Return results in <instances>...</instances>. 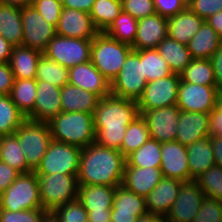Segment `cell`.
<instances>
[{"label": "cell", "instance_id": "cell-24", "mask_svg": "<svg viewBox=\"0 0 222 222\" xmlns=\"http://www.w3.org/2000/svg\"><path fill=\"white\" fill-rule=\"evenodd\" d=\"M162 178L163 174L160 168L125 167L121 185L146 198Z\"/></svg>", "mask_w": 222, "mask_h": 222}, {"label": "cell", "instance_id": "cell-3", "mask_svg": "<svg viewBox=\"0 0 222 222\" xmlns=\"http://www.w3.org/2000/svg\"><path fill=\"white\" fill-rule=\"evenodd\" d=\"M48 125L53 140L80 148L95 142L93 114L61 112Z\"/></svg>", "mask_w": 222, "mask_h": 222}, {"label": "cell", "instance_id": "cell-38", "mask_svg": "<svg viewBox=\"0 0 222 222\" xmlns=\"http://www.w3.org/2000/svg\"><path fill=\"white\" fill-rule=\"evenodd\" d=\"M149 138L150 134L147 123L140 115L127 126L124 140L119 151L127 158L147 142Z\"/></svg>", "mask_w": 222, "mask_h": 222}, {"label": "cell", "instance_id": "cell-1", "mask_svg": "<svg viewBox=\"0 0 222 222\" xmlns=\"http://www.w3.org/2000/svg\"><path fill=\"white\" fill-rule=\"evenodd\" d=\"M138 116L136 100L112 94L101 98L93 114L95 143L120 150L127 126Z\"/></svg>", "mask_w": 222, "mask_h": 222}, {"label": "cell", "instance_id": "cell-33", "mask_svg": "<svg viewBox=\"0 0 222 222\" xmlns=\"http://www.w3.org/2000/svg\"><path fill=\"white\" fill-rule=\"evenodd\" d=\"M162 142L149 138L138 150L126 158L125 167L161 168Z\"/></svg>", "mask_w": 222, "mask_h": 222}, {"label": "cell", "instance_id": "cell-51", "mask_svg": "<svg viewBox=\"0 0 222 222\" xmlns=\"http://www.w3.org/2000/svg\"><path fill=\"white\" fill-rule=\"evenodd\" d=\"M209 136L222 137V89L218 90L216 106L209 113Z\"/></svg>", "mask_w": 222, "mask_h": 222}, {"label": "cell", "instance_id": "cell-58", "mask_svg": "<svg viewBox=\"0 0 222 222\" xmlns=\"http://www.w3.org/2000/svg\"><path fill=\"white\" fill-rule=\"evenodd\" d=\"M222 38V10L205 20Z\"/></svg>", "mask_w": 222, "mask_h": 222}, {"label": "cell", "instance_id": "cell-34", "mask_svg": "<svg viewBox=\"0 0 222 222\" xmlns=\"http://www.w3.org/2000/svg\"><path fill=\"white\" fill-rule=\"evenodd\" d=\"M0 160L20 173H30L25 155L15 134L3 135L0 143Z\"/></svg>", "mask_w": 222, "mask_h": 222}, {"label": "cell", "instance_id": "cell-21", "mask_svg": "<svg viewBox=\"0 0 222 222\" xmlns=\"http://www.w3.org/2000/svg\"><path fill=\"white\" fill-rule=\"evenodd\" d=\"M175 141L188 146L209 137V113L181 111Z\"/></svg>", "mask_w": 222, "mask_h": 222}, {"label": "cell", "instance_id": "cell-10", "mask_svg": "<svg viewBox=\"0 0 222 222\" xmlns=\"http://www.w3.org/2000/svg\"><path fill=\"white\" fill-rule=\"evenodd\" d=\"M92 40L64 37L56 34L43 54L70 69L90 61Z\"/></svg>", "mask_w": 222, "mask_h": 222}, {"label": "cell", "instance_id": "cell-9", "mask_svg": "<svg viewBox=\"0 0 222 222\" xmlns=\"http://www.w3.org/2000/svg\"><path fill=\"white\" fill-rule=\"evenodd\" d=\"M147 84L143 76V60L139 50H132L120 72L111 82V94L119 98L138 100Z\"/></svg>", "mask_w": 222, "mask_h": 222}, {"label": "cell", "instance_id": "cell-29", "mask_svg": "<svg viewBox=\"0 0 222 222\" xmlns=\"http://www.w3.org/2000/svg\"><path fill=\"white\" fill-rule=\"evenodd\" d=\"M222 38L205 21L201 28L189 40L187 48L192 59H210L211 56L220 48Z\"/></svg>", "mask_w": 222, "mask_h": 222}, {"label": "cell", "instance_id": "cell-22", "mask_svg": "<svg viewBox=\"0 0 222 222\" xmlns=\"http://www.w3.org/2000/svg\"><path fill=\"white\" fill-rule=\"evenodd\" d=\"M168 37L167 18L159 14L138 20L137 34L132 45L133 50L156 49L159 43Z\"/></svg>", "mask_w": 222, "mask_h": 222}, {"label": "cell", "instance_id": "cell-35", "mask_svg": "<svg viewBox=\"0 0 222 222\" xmlns=\"http://www.w3.org/2000/svg\"><path fill=\"white\" fill-rule=\"evenodd\" d=\"M36 93V79H15L10 97L16 107L27 116L34 109Z\"/></svg>", "mask_w": 222, "mask_h": 222}, {"label": "cell", "instance_id": "cell-17", "mask_svg": "<svg viewBox=\"0 0 222 222\" xmlns=\"http://www.w3.org/2000/svg\"><path fill=\"white\" fill-rule=\"evenodd\" d=\"M60 95V87H56L47 81H37L34 109L26 116V119L48 123L62 112Z\"/></svg>", "mask_w": 222, "mask_h": 222}, {"label": "cell", "instance_id": "cell-57", "mask_svg": "<svg viewBox=\"0 0 222 222\" xmlns=\"http://www.w3.org/2000/svg\"><path fill=\"white\" fill-rule=\"evenodd\" d=\"M13 45L0 35V63H8Z\"/></svg>", "mask_w": 222, "mask_h": 222}, {"label": "cell", "instance_id": "cell-36", "mask_svg": "<svg viewBox=\"0 0 222 222\" xmlns=\"http://www.w3.org/2000/svg\"><path fill=\"white\" fill-rule=\"evenodd\" d=\"M182 81L202 86H216L210 59H192L180 73Z\"/></svg>", "mask_w": 222, "mask_h": 222}, {"label": "cell", "instance_id": "cell-27", "mask_svg": "<svg viewBox=\"0 0 222 222\" xmlns=\"http://www.w3.org/2000/svg\"><path fill=\"white\" fill-rule=\"evenodd\" d=\"M204 22L205 20L186 7L177 15L167 19L168 37L187 45Z\"/></svg>", "mask_w": 222, "mask_h": 222}, {"label": "cell", "instance_id": "cell-32", "mask_svg": "<svg viewBox=\"0 0 222 222\" xmlns=\"http://www.w3.org/2000/svg\"><path fill=\"white\" fill-rule=\"evenodd\" d=\"M0 35L13 46L22 45L21 9L0 3Z\"/></svg>", "mask_w": 222, "mask_h": 222}, {"label": "cell", "instance_id": "cell-5", "mask_svg": "<svg viewBox=\"0 0 222 222\" xmlns=\"http://www.w3.org/2000/svg\"><path fill=\"white\" fill-rule=\"evenodd\" d=\"M37 179L40 201L46 211H54L57 207L77 199V176L54 173L37 175Z\"/></svg>", "mask_w": 222, "mask_h": 222}, {"label": "cell", "instance_id": "cell-19", "mask_svg": "<svg viewBox=\"0 0 222 222\" xmlns=\"http://www.w3.org/2000/svg\"><path fill=\"white\" fill-rule=\"evenodd\" d=\"M160 169L163 177L190 181L187 146L176 141L162 143Z\"/></svg>", "mask_w": 222, "mask_h": 222}, {"label": "cell", "instance_id": "cell-13", "mask_svg": "<svg viewBox=\"0 0 222 222\" xmlns=\"http://www.w3.org/2000/svg\"><path fill=\"white\" fill-rule=\"evenodd\" d=\"M218 88L180 81L176 106L181 111L210 113L216 106Z\"/></svg>", "mask_w": 222, "mask_h": 222}, {"label": "cell", "instance_id": "cell-20", "mask_svg": "<svg viewBox=\"0 0 222 222\" xmlns=\"http://www.w3.org/2000/svg\"><path fill=\"white\" fill-rule=\"evenodd\" d=\"M68 76V83L92 92L100 98L111 94V83L96 69L91 61L70 68Z\"/></svg>", "mask_w": 222, "mask_h": 222}, {"label": "cell", "instance_id": "cell-60", "mask_svg": "<svg viewBox=\"0 0 222 222\" xmlns=\"http://www.w3.org/2000/svg\"><path fill=\"white\" fill-rule=\"evenodd\" d=\"M136 222H165V218L152 213H146L138 217Z\"/></svg>", "mask_w": 222, "mask_h": 222}, {"label": "cell", "instance_id": "cell-53", "mask_svg": "<svg viewBox=\"0 0 222 222\" xmlns=\"http://www.w3.org/2000/svg\"><path fill=\"white\" fill-rule=\"evenodd\" d=\"M14 80L9 63H0V95H10Z\"/></svg>", "mask_w": 222, "mask_h": 222}, {"label": "cell", "instance_id": "cell-54", "mask_svg": "<svg viewBox=\"0 0 222 222\" xmlns=\"http://www.w3.org/2000/svg\"><path fill=\"white\" fill-rule=\"evenodd\" d=\"M210 60L213 66L216 87L218 89H222V44L220 45V48L211 56Z\"/></svg>", "mask_w": 222, "mask_h": 222}, {"label": "cell", "instance_id": "cell-47", "mask_svg": "<svg viewBox=\"0 0 222 222\" xmlns=\"http://www.w3.org/2000/svg\"><path fill=\"white\" fill-rule=\"evenodd\" d=\"M31 5L56 28L63 8L61 3L56 0H32Z\"/></svg>", "mask_w": 222, "mask_h": 222}, {"label": "cell", "instance_id": "cell-18", "mask_svg": "<svg viewBox=\"0 0 222 222\" xmlns=\"http://www.w3.org/2000/svg\"><path fill=\"white\" fill-rule=\"evenodd\" d=\"M148 213L146 199L129 191L122 185L117 186L111 209V222H136L137 218Z\"/></svg>", "mask_w": 222, "mask_h": 222}, {"label": "cell", "instance_id": "cell-56", "mask_svg": "<svg viewBox=\"0 0 222 222\" xmlns=\"http://www.w3.org/2000/svg\"><path fill=\"white\" fill-rule=\"evenodd\" d=\"M209 139L211 141L215 163L217 166L222 167V137L209 136Z\"/></svg>", "mask_w": 222, "mask_h": 222}, {"label": "cell", "instance_id": "cell-55", "mask_svg": "<svg viewBox=\"0 0 222 222\" xmlns=\"http://www.w3.org/2000/svg\"><path fill=\"white\" fill-rule=\"evenodd\" d=\"M95 0H65L63 7L90 13Z\"/></svg>", "mask_w": 222, "mask_h": 222}, {"label": "cell", "instance_id": "cell-59", "mask_svg": "<svg viewBox=\"0 0 222 222\" xmlns=\"http://www.w3.org/2000/svg\"><path fill=\"white\" fill-rule=\"evenodd\" d=\"M111 212H88V222H111Z\"/></svg>", "mask_w": 222, "mask_h": 222}, {"label": "cell", "instance_id": "cell-40", "mask_svg": "<svg viewBox=\"0 0 222 222\" xmlns=\"http://www.w3.org/2000/svg\"><path fill=\"white\" fill-rule=\"evenodd\" d=\"M26 116L12 102L10 95H0V135H10L23 124Z\"/></svg>", "mask_w": 222, "mask_h": 222}, {"label": "cell", "instance_id": "cell-45", "mask_svg": "<svg viewBox=\"0 0 222 222\" xmlns=\"http://www.w3.org/2000/svg\"><path fill=\"white\" fill-rule=\"evenodd\" d=\"M194 222H222V201L205 196Z\"/></svg>", "mask_w": 222, "mask_h": 222}, {"label": "cell", "instance_id": "cell-23", "mask_svg": "<svg viewBox=\"0 0 222 222\" xmlns=\"http://www.w3.org/2000/svg\"><path fill=\"white\" fill-rule=\"evenodd\" d=\"M181 184L182 181L178 179L163 177L145 198L148 213L165 218L178 196Z\"/></svg>", "mask_w": 222, "mask_h": 222}, {"label": "cell", "instance_id": "cell-4", "mask_svg": "<svg viewBox=\"0 0 222 222\" xmlns=\"http://www.w3.org/2000/svg\"><path fill=\"white\" fill-rule=\"evenodd\" d=\"M132 46L99 32L92 39L90 61L111 83L121 70Z\"/></svg>", "mask_w": 222, "mask_h": 222}, {"label": "cell", "instance_id": "cell-8", "mask_svg": "<svg viewBox=\"0 0 222 222\" xmlns=\"http://www.w3.org/2000/svg\"><path fill=\"white\" fill-rule=\"evenodd\" d=\"M81 152L80 147L52 139L34 172L36 175L61 173L78 176Z\"/></svg>", "mask_w": 222, "mask_h": 222}, {"label": "cell", "instance_id": "cell-26", "mask_svg": "<svg viewBox=\"0 0 222 222\" xmlns=\"http://www.w3.org/2000/svg\"><path fill=\"white\" fill-rule=\"evenodd\" d=\"M60 96L62 112H86L89 114H94L101 99L98 95L70 83L61 87Z\"/></svg>", "mask_w": 222, "mask_h": 222}, {"label": "cell", "instance_id": "cell-42", "mask_svg": "<svg viewBox=\"0 0 222 222\" xmlns=\"http://www.w3.org/2000/svg\"><path fill=\"white\" fill-rule=\"evenodd\" d=\"M139 57L143 60V76L147 82L173 73L156 49L139 50Z\"/></svg>", "mask_w": 222, "mask_h": 222}, {"label": "cell", "instance_id": "cell-37", "mask_svg": "<svg viewBox=\"0 0 222 222\" xmlns=\"http://www.w3.org/2000/svg\"><path fill=\"white\" fill-rule=\"evenodd\" d=\"M121 11V0H95L89 14L96 29L104 32Z\"/></svg>", "mask_w": 222, "mask_h": 222}, {"label": "cell", "instance_id": "cell-61", "mask_svg": "<svg viewBox=\"0 0 222 222\" xmlns=\"http://www.w3.org/2000/svg\"><path fill=\"white\" fill-rule=\"evenodd\" d=\"M32 0H0V3L13 7L23 8L31 5Z\"/></svg>", "mask_w": 222, "mask_h": 222}, {"label": "cell", "instance_id": "cell-12", "mask_svg": "<svg viewBox=\"0 0 222 222\" xmlns=\"http://www.w3.org/2000/svg\"><path fill=\"white\" fill-rule=\"evenodd\" d=\"M23 29L22 46L44 52L56 35V28L49 24L32 5L21 8Z\"/></svg>", "mask_w": 222, "mask_h": 222}, {"label": "cell", "instance_id": "cell-43", "mask_svg": "<svg viewBox=\"0 0 222 222\" xmlns=\"http://www.w3.org/2000/svg\"><path fill=\"white\" fill-rule=\"evenodd\" d=\"M194 180L205 196L222 201V167L214 165Z\"/></svg>", "mask_w": 222, "mask_h": 222}, {"label": "cell", "instance_id": "cell-52", "mask_svg": "<svg viewBox=\"0 0 222 222\" xmlns=\"http://www.w3.org/2000/svg\"><path fill=\"white\" fill-rule=\"evenodd\" d=\"M21 173L0 160V194H2Z\"/></svg>", "mask_w": 222, "mask_h": 222}, {"label": "cell", "instance_id": "cell-7", "mask_svg": "<svg viewBox=\"0 0 222 222\" xmlns=\"http://www.w3.org/2000/svg\"><path fill=\"white\" fill-rule=\"evenodd\" d=\"M14 134L17 136L28 166L35 171L52 140L48 123L26 119Z\"/></svg>", "mask_w": 222, "mask_h": 222}, {"label": "cell", "instance_id": "cell-15", "mask_svg": "<svg viewBox=\"0 0 222 222\" xmlns=\"http://www.w3.org/2000/svg\"><path fill=\"white\" fill-rule=\"evenodd\" d=\"M139 112L147 123L150 138L162 143L175 141L180 114L176 105Z\"/></svg>", "mask_w": 222, "mask_h": 222}, {"label": "cell", "instance_id": "cell-16", "mask_svg": "<svg viewBox=\"0 0 222 222\" xmlns=\"http://www.w3.org/2000/svg\"><path fill=\"white\" fill-rule=\"evenodd\" d=\"M99 31L94 26L90 14L63 7L56 26V34L79 39L92 40Z\"/></svg>", "mask_w": 222, "mask_h": 222}, {"label": "cell", "instance_id": "cell-46", "mask_svg": "<svg viewBox=\"0 0 222 222\" xmlns=\"http://www.w3.org/2000/svg\"><path fill=\"white\" fill-rule=\"evenodd\" d=\"M122 11L136 20L156 14L154 0H121Z\"/></svg>", "mask_w": 222, "mask_h": 222}, {"label": "cell", "instance_id": "cell-62", "mask_svg": "<svg viewBox=\"0 0 222 222\" xmlns=\"http://www.w3.org/2000/svg\"><path fill=\"white\" fill-rule=\"evenodd\" d=\"M40 222H59V218L54 211H46Z\"/></svg>", "mask_w": 222, "mask_h": 222}, {"label": "cell", "instance_id": "cell-41", "mask_svg": "<svg viewBox=\"0 0 222 222\" xmlns=\"http://www.w3.org/2000/svg\"><path fill=\"white\" fill-rule=\"evenodd\" d=\"M137 25L138 20L121 11L104 33L119 42L132 46L137 34Z\"/></svg>", "mask_w": 222, "mask_h": 222}, {"label": "cell", "instance_id": "cell-11", "mask_svg": "<svg viewBox=\"0 0 222 222\" xmlns=\"http://www.w3.org/2000/svg\"><path fill=\"white\" fill-rule=\"evenodd\" d=\"M180 74L172 73L164 78L147 82L137 100L139 111H149L177 104Z\"/></svg>", "mask_w": 222, "mask_h": 222}, {"label": "cell", "instance_id": "cell-6", "mask_svg": "<svg viewBox=\"0 0 222 222\" xmlns=\"http://www.w3.org/2000/svg\"><path fill=\"white\" fill-rule=\"evenodd\" d=\"M43 208L37 175L34 171L21 173L17 179L0 194V210L19 212Z\"/></svg>", "mask_w": 222, "mask_h": 222}, {"label": "cell", "instance_id": "cell-48", "mask_svg": "<svg viewBox=\"0 0 222 222\" xmlns=\"http://www.w3.org/2000/svg\"><path fill=\"white\" fill-rule=\"evenodd\" d=\"M46 210L44 208L10 212L0 210V222H40Z\"/></svg>", "mask_w": 222, "mask_h": 222}, {"label": "cell", "instance_id": "cell-63", "mask_svg": "<svg viewBox=\"0 0 222 222\" xmlns=\"http://www.w3.org/2000/svg\"><path fill=\"white\" fill-rule=\"evenodd\" d=\"M57 2L63 4L65 2V0H56Z\"/></svg>", "mask_w": 222, "mask_h": 222}, {"label": "cell", "instance_id": "cell-50", "mask_svg": "<svg viewBox=\"0 0 222 222\" xmlns=\"http://www.w3.org/2000/svg\"><path fill=\"white\" fill-rule=\"evenodd\" d=\"M154 6L156 14L168 19L183 11L187 3L184 0H154Z\"/></svg>", "mask_w": 222, "mask_h": 222}, {"label": "cell", "instance_id": "cell-25", "mask_svg": "<svg viewBox=\"0 0 222 222\" xmlns=\"http://www.w3.org/2000/svg\"><path fill=\"white\" fill-rule=\"evenodd\" d=\"M116 187L79 185L77 199L87 212H111Z\"/></svg>", "mask_w": 222, "mask_h": 222}, {"label": "cell", "instance_id": "cell-49", "mask_svg": "<svg viewBox=\"0 0 222 222\" xmlns=\"http://www.w3.org/2000/svg\"><path fill=\"white\" fill-rule=\"evenodd\" d=\"M187 7L206 20L222 10V0H188Z\"/></svg>", "mask_w": 222, "mask_h": 222}, {"label": "cell", "instance_id": "cell-2", "mask_svg": "<svg viewBox=\"0 0 222 222\" xmlns=\"http://www.w3.org/2000/svg\"><path fill=\"white\" fill-rule=\"evenodd\" d=\"M126 158L116 149L92 143L82 148L79 185L120 186L122 184Z\"/></svg>", "mask_w": 222, "mask_h": 222}, {"label": "cell", "instance_id": "cell-31", "mask_svg": "<svg viewBox=\"0 0 222 222\" xmlns=\"http://www.w3.org/2000/svg\"><path fill=\"white\" fill-rule=\"evenodd\" d=\"M156 50L167 62L173 73L180 74L192 60L187 45L169 37L164 38Z\"/></svg>", "mask_w": 222, "mask_h": 222}, {"label": "cell", "instance_id": "cell-30", "mask_svg": "<svg viewBox=\"0 0 222 222\" xmlns=\"http://www.w3.org/2000/svg\"><path fill=\"white\" fill-rule=\"evenodd\" d=\"M190 180L216 165L209 137L187 146Z\"/></svg>", "mask_w": 222, "mask_h": 222}, {"label": "cell", "instance_id": "cell-28", "mask_svg": "<svg viewBox=\"0 0 222 222\" xmlns=\"http://www.w3.org/2000/svg\"><path fill=\"white\" fill-rule=\"evenodd\" d=\"M42 54L29 47L14 46L8 62L14 79H36L37 64Z\"/></svg>", "mask_w": 222, "mask_h": 222}, {"label": "cell", "instance_id": "cell-14", "mask_svg": "<svg viewBox=\"0 0 222 222\" xmlns=\"http://www.w3.org/2000/svg\"><path fill=\"white\" fill-rule=\"evenodd\" d=\"M204 197L203 191L194 179L182 182L165 222H194Z\"/></svg>", "mask_w": 222, "mask_h": 222}, {"label": "cell", "instance_id": "cell-39", "mask_svg": "<svg viewBox=\"0 0 222 222\" xmlns=\"http://www.w3.org/2000/svg\"><path fill=\"white\" fill-rule=\"evenodd\" d=\"M68 73V68L42 54L37 64L36 81H47L61 88L69 82Z\"/></svg>", "mask_w": 222, "mask_h": 222}, {"label": "cell", "instance_id": "cell-44", "mask_svg": "<svg viewBox=\"0 0 222 222\" xmlns=\"http://www.w3.org/2000/svg\"><path fill=\"white\" fill-rule=\"evenodd\" d=\"M54 212L59 222H88V212L78 199L57 207Z\"/></svg>", "mask_w": 222, "mask_h": 222}]
</instances>
